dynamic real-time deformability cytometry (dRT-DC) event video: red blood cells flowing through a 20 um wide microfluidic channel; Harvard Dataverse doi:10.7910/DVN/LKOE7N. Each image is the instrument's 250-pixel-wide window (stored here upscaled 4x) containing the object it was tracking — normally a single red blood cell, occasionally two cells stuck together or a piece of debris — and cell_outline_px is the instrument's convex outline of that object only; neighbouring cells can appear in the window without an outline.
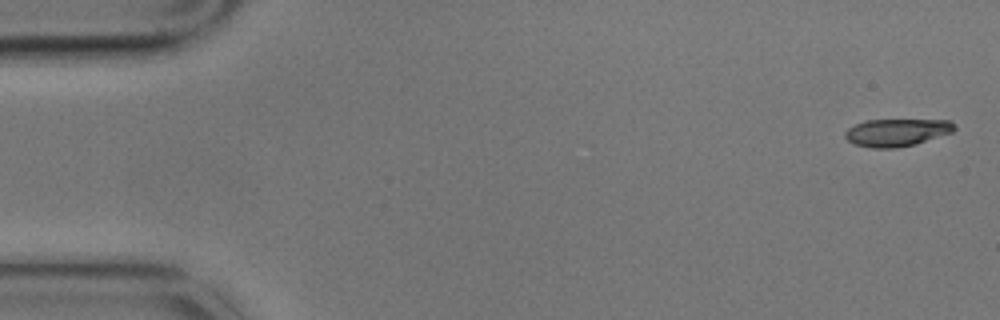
{"species": "common noctule bat (a hibernating species)", "species_latin": "Nyctalus noctula", "temperature_condition": "cold", "stored_images_in_passage": 5, "camera_frame_rate_fps": 3000, "um_per_image_px": 0.085, "animal": {"sex": "male", "body_mass_g": 17.9}, "frame": {"image": 1, "passage_image": 1, "time_ms": 0.0, "image_size_px": [1000, 320], "cell_outline_px": [[956, 128], [952, 132], [912, 144], [896, 148], [872, 148], [856, 144], [848, 140], [844, 136], [844, 132], [848, 128], [864, 120], [952, 120], [956, 124]], "centroid_in_image_um": [76.21, 11.24], "position_along_channel_um": 8.8, "area_um2": 17.34}}